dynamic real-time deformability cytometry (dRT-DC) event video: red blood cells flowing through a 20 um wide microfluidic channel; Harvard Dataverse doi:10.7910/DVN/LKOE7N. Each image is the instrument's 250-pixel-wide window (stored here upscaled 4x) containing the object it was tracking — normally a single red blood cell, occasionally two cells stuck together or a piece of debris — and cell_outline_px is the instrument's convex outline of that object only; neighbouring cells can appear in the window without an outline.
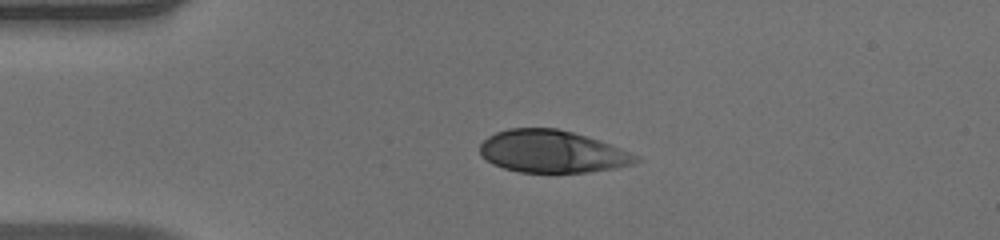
{"species": "human", "species_latin": "Homo sapiens", "temperature_condition": "warm", "stored_images_in_passage": 40, "camera_frame_rate_fps": 3000, "um_per_image_px": 0.085, "donor": {"sex": "male"}, "frame": {"image": 1, "passage_image": 1, "time_ms": 0.0, "image_size_px": [1000, 240], "cell_outline_px": [[644, 160], [632, 164], [616, 168], [588, 172], [520, 172], [504, 168], [492, 164], [480, 156], [480, 144], [488, 136], [496, 132], [508, 128], [556, 128], [572, 132], [600, 140], [612, 144], [640, 156]], "centroid_in_image_um": [46.96, 12.88], "position_along_channel_um": 38.0, "area_um2": 38.78}}
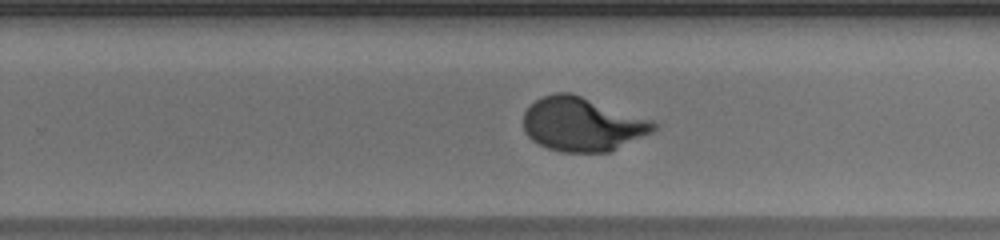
{"frame": {"image": 2, "passage_image": 22, "time_ms": 7.0, "image_size_px": [1000, 240], "cell_outline_px": [[656, 128], [652, 132], [612, 152], [560, 152], [548, 148], [532, 140], [524, 132], [524, 112], [536, 100], [552, 92], [572, 92], [652, 120], [656, 124]], "centroid_in_image_um": [49.5, 10.56], "position_along_channel_um": 280.3, "area_um2": 41.04}}
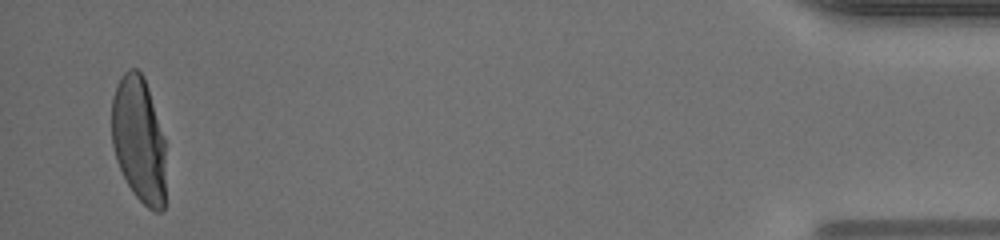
{"frame": {"image": 3, "passage_image": 39, "time_ms": 12.667, "image_size_px": [1000, 240], "cell_outline_px": [[164, 208], [160, 212], [156, 212], [148, 208], [132, 192], [120, 168], [112, 144], [112, 96], [116, 84], [120, 76], [128, 68], [136, 68], [144, 76], [164, 136]], "centroid_in_image_um": [11.79, 11.83], "position_along_channel_um": 423.4, "area_um2": 39.59}, "authors_computed_cell_mechanics": {"area_um2": 40.6334, "velocity_mm_per_s": 3.9751, "shape_relaxation_time_tau1_ms": 4.1347, "shape_relaxation_time_tau2_ms": null, "deformation_change_tau1": 0.2326, "deformation_change_tau2": null}}